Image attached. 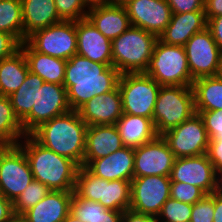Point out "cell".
Masks as SVG:
<instances>
[{
  "label": "cell",
  "instance_id": "1",
  "mask_svg": "<svg viewBox=\"0 0 222 222\" xmlns=\"http://www.w3.org/2000/svg\"><path fill=\"white\" fill-rule=\"evenodd\" d=\"M120 75L113 66L73 55L66 61L63 82L70 109L77 111L93 97L114 90Z\"/></svg>",
  "mask_w": 222,
  "mask_h": 222
},
{
  "label": "cell",
  "instance_id": "2",
  "mask_svg": "<svg viewBox=\"0 0 222 222\" xmlns=\"http://www.w3.org/2000/svg\"><path fill=\"white\" fill-rule=\"evenodd\" d=\"M87 124L70 110L42 123L30 135L44 147L83 166Z\"/></svg>",
  "mask_w": 222,
  "mask_h": 222
},
{
  "label": "cell",
  "instance_id": "3",
  "mask_svg": "<svg viewBox=\"0 0 222 222\" xmlns=\"http://www.w3.org/2000/svg\"><path fill=\"white\" fill-rule=\"evenodd\" d=\"M18 145L29 161L34 180L50 190L74 191L79 168L74 161L39 144L30 134L25 135Z\"/></svg>",
  "mask_w": 222,
  "mask_h": 222
},
{
  "label": "cell",
  "instance_id": "4",
  "mask_svg": "<svg viewBox=\"0 0 222 222\" xmlns=\"http://www.w3.org/2000/svg\"><path fill=\"white\" fill-rule=\"evenodd\" d=\"M158 37L139 27L130 26L111 41L113 67L120 74L145 73Z\"/></svg>",
  "mask_w": 222,
  "mask_h": 222
},
{
  "label": "cell",
  "instance_id": "5",
  "mask_svg": "<svg viewBox=\"0 0 222 222\" xmlns=\"http://www.w3.org/2000/svg\"><path fill=\"white\" fill-rule=\"evenodd\" d=\"M74 193L80 198L101 203L106 209L124 212L131 203V181L105 180L81 166L76 174Z\"/></svg>",
  "mask_w": 222,
  "mask_h": 222
},
{
  "label": "cell",
  "instance_id": "6",
  "mask_svg": "<svg viewBox=\"0 0 222 222\" xmlns=\"http://www.w3.org/2000/svg\"><path fill=\"white\" fill-rule=\"evenodd\" d=\"M192 86H161L154 107L153 124L158 135L179 126L195 114Z\"/></svg>",
  "mask_w": 222,
  "mask_h": 222
},
{
  "label": "cell",
  "instance_id": "7",
  "mask_svg": "<svg viewBox=\"0 0 222 222\" xmlns=\"http://www.w3.org/2000/svg\"><path fill=\"white\" fill-rule=\"evenodd\" d=\"M161 86H192L184 46L169 45L157 39L149 66L145 71Z\"/></svg>",
  "mask_w": 222,
  "mask_h": 222
},
{
  "label": "cell",
  "instance_id": "8",
  "mask_svg": "<svg viewBox=\"0 0 222 222\" xmlns=\"http://www.w3.org/2000/svg\"><path fill=\"white\" fill-rule=\"evenodd\" d=\"M118 87L124 114L143 116L153 120L154 107L161 85L146 73L120 75Z\"/></svg>",
  "mask_w": 222,
  "mask_h": 222
},
{
  "label": "cell",
  "instance_id": "9",
  "mask_svg": "<svg viewBox=\"0 0 222 222\" xmlns=\"http://www.w3.org/2000/svg\"><path fill=\"white\" fill-rule=\"evenodd\" d=\"M29 161L17 145H5L0 150V194L12 203L33 180Z\"/></svg>",
  "mask_w": 222,
  "mask_h": 222
},
{
  "label": "cell",
  "instance_id": "10",
  "mask_svg": "<svg viewBox=\"0 0 222 222\" xmlns=\"http://www.w3.org/2000/svg\"><path fill=\"white\" fill-rule=\"evenodd\" d=\"M26 42L37 52L69 60L77 53L76 21H61L31 34Z\"/></svg>",
  "mask_w": 222,
  "mask_h": 222
},
{
  "label": "cell",
  "instance_id": "11",
  "mask_svg": "<svg viewBox=\"0 0 222 222\" xmlns=\"http://www.w3.org/2000/svg\"><path fill=\"white\" fill-rule=\"evenodd\" d=\"M161 136L175 158L195 157L207 153L209 137L199 113L193 114L179 126L165 131Z\"/></svg>",
  "mask_w": 222,
  "mask_h": 222
},
{
  "label": "cell",
  "instance_id": "12",
  "mask_svg": "<svg viewBox=\"0 0 222 222\" xmlns=\"http://www.w3.org/2000/svg\"><path fill=\"white\" fill-rule=\"evenodd\" d=\"M70 110L64 85L44 82L31 112L21 121L24 133L30 134L42 123Z\"/></svg>",
  "mask_w": 222,
  "mask_h": 222
},
{
  "label": "cell",
  "instance_id": "13",
  "mask_svg": "<svg viewBox=\"0 0 222 222\" xmlns=\"http://www.w3.org/2000/svg\"><path fill=\"white\" fill-rule=\"evenodd\" d=\"M170 177L144 176L131 180L129 209L157 217L164 203L170 198Z\"/></svg>",
  "mask_w": 222,
  "mask_h": 222
},
{
  "label": "cell",
  "instance_id": "14",
  "mask_svg": "<svg viewBox=\"0 0 222 222\" xmlns=\"http://www.w3.org/2000/svg\"><path fill=\"white\" fill-rule=\"evenodd\" d=\"M184 49L193 80L216 76L221 51L207 27L191 36Z\"/></svg>",
  "mask_w": 222,
  "mask_h": 222
},
{
  "label": "cell",
  "instance_id": "15",
  "mask_svg": "<svg viewBox=\"0 0 222 222\" xmlns=\"http://www.w3.org/2000/svg\"><path fill=\"white\" fill-rule=\"evenodd\" d=\"M175 159L166 141L158 135L154 140L134 148V178L170 177Z\"/></svg>",
  "mask_w": 222,
  "mask_h": 222
},
{
  "label": "cell",
  "instance_id": "16",
  "mask_svg": "<svg viewBox=\"0 0 222 222\" xmlns=\"http://www.w3.org/2000/svg\"><path fill=\"white\" fill-rule=\"evenodd\" d=\"M170 180L197 186L207 195L218 190V175L207 154L176 158Z\"/></svg>",
  "mask_w": 222,
  "mask_h": 222
},
{
  "label": "cell",
  "instance_id": "17",
  "mask_svg": "<svg viewBox=\"0 0 222 222\" xmlns=\"http://www.w3.org/2000/svg\"><path fill=\"white\" fill-rule=\"evenodd\" d=\"M124 7L132 26L158 38L171 21L172 10L166 0H128Z\"/></svg>",
  "mask_w": 222,
  "mask_h": 222
},
{
  "label": "cell",
  "instance_id": "18",
  "mask_svg": "<svg viewBox=\"0 0 222 222\" xmlns=\"http://www.w3.org/2000/svg\"><path fill=\"white\" fill-rule=\"evenodd\" d=\"M77 111L87 126L116 124L123 115L119 87L117 86L110 92L93 97Z\"/></svg>",
  "mask_w": 222,
  "mask_h": 222
},
{
  "label": "cell",
  "instance_id": "19",
  "mask_svg": "<svg viewBox=\"0 0 222 222\" xmlns=\"http://www.w3.org/2000/svg\"><path fill=\"white\" fill-rule=\"evenodd\" d=\"M83 166L105 180L131 181L134 178V148L124 146L103 158L83 161Z\"/></svg>",
  "mask_w": 222,
  "mask_h": 222
},
{
  "label": "cell",
  "instance_id": "20",
  "mask_svg": "<svg viewBox=\"0 0 222 222\" xmlns=\"http://www.w3.org/2000/svg\"><path fill=\"white\" fill-rule=\"evenodd\" d=\"M77 55L113 66L111 40L86 17L76 21Z\"/></svg>",
  "mask_w": 222,
  "mask_h": 222
},
{
  "label": "cell",
  "instance_id": "21",
  "mask_svg": "<svg viewBox=\"0 0 222 222\" xmlns=\"http://www.w3.org/2000/svg\"><path fill=\"white\" fill-rule=\"evenodd\" d=\"M87 18L109 40L124 33L131 22L124 5L99 4L88 9Z\"/></svg>",
  "mask_w": 222,
  "mask_h": 222
},
{
  "label": "cell",
  "instance_id": "22",
  "mask_svg": "<svg viewBox=\"0 0 222 222\" xmlns=\"http://www.w3.org/2000/svg\"><path fill=\"white\" fill-rule=\"evenodd\" d=\"M73 192L51 190L22 215L29 222H62L70 213Z\"/></svg>",
  "mask_w": 222,
  "mask_h": 222
},
{
  "label": "cell",
  "instance_id": "23",
  "mask_svg": "<svg viewBox=\"0 0 222 222\" xmlns=\"http://www.w3.org/2000/svg\"><path fill=\"white\" fill-rule=\"evenodd\" d=\"M116 125H92L86 130L84 161L103 158L123 148Z\"/></svg>",
  "mask_w": 222,
  "mask_h": 222
},
{
  "label": "cell",
  "instance_id": "24",
  "mask_svg": "<svg viewBox=\"0 0 222 222\" xmlns=\"http://www.w3.org/2000/svg\"><path fill=\"white\" fill-rule=\"evenodd\" d=\"M207 27L204 11L172 14L171 21L159 39L169 45L184 46L195 33Z\"/></svg>",
  "mask_w": 222,
  "mask_h": 222
},
{
  "label": "cell",
  "instance_id": "25",
  "mask_svg": "<svg viewBox=\"0 0 222 222\" xmlns=\"http://www.w3.org/2000/svg\"><path fill=\"white\" fill-rule=\"evenodd\" d=\"M23 42L34 32L59 23L54 0H21Z\"/></svg>",
  "mask_w": 222,
  "mask_h": 222
},
{
  "label": "cell",
  "instance_id": "26",
  "mask_svg": "<svg viewBox=\"0 0 222 222\" xmlns=\"http://www.w3.org/2000/svg\"><path fill=\"white\" fill-rule=\"evenodd\" d=\"M28 64L29 71L39 75L44 82L63 85L66 60L35 51L26 41L20 44Z\"/></svg>",
  "mask_w": 222,
  "mask_h": 222
},
{
  "label": "cell",
  "instance_id": "27",
  "mask_svg": "<svg viewBox=\"0 0 222 222\" xmlns=\"http://www.w3.org/2000/svg\"><path fill=\"white\" fill-rule=\"evenodd\" d=\"M115 125L123 145L127 147L142 146L158 136L152 119L143 116L123 113Z\"/></svg>",
  "mask_w": 222,
  "mask_h": 222
},
{
  "label": "cell",
  "instance_id": "28",
  "mask_svg": "<svg viewBox=\"0 0 222 222\" xmlns=\"http://www.w3.org/2000/svg\"><path fill=\"white\" fill-rule=\"evenodd\" d=\"M29 72L26 57L21 49L0 61V95L9 97L25 81Z\"/></svg>",
  "mask_w": 222,
  "mask_h": 222
},
{
  "label": "cell",
  "instance_id": "29",
  "mask_svg": "<svg viewBox=\"0 0 222 222\" xmlns=\"http://www.w3.org/2000/svg\"><path fill=\"white\" fill-rule=\"evenodd\" d=\"M195 111L222 110V79L218 76L193 81Z\"/></svg>",
  "mask_w": 222,
  "mask_h": 222
},
{
  "label": "cell",
  "instance_id": "30",
  "mask_svg": "<svg viewBox=\"0 0 222 222\" xmlns=\"http://www.w3.org/2000/svg\"><path fill=\"white\" fill-rule=\"evenodd\" d=\"M70 214L82 222H122L123 212L106 209L101 203L78 197L74 192Z\"/></svg>",
  "mask_w": 222,
  "mask_h": 222
},
{
  "label": "cell",
  "instance_id": "31",
  "mask_svg": "<svg viewBox=\"0 0 222 222\" xmlns=\"http://www.w3.org/2000/svg\"><path fill=\"white\" fill-rule=\"evenodd\" d=\"M44 80L36 74L28 72L22 85L9 96L14 113L22 121L36 103L37 91L41 89Z\"/></svg>",
  "mask_w": 222,
  "mask_h": 222
},
{
  "label": "cell",
  "instance_id": "32",
  "mask_svg": "<svg viewBox=\"0 0 222 222\" xmlns=\"http://www.w3.org/2000/svg\"><path fill=\"white\" fill-rule=\"evenodd\" d=\"M26 134L9 97L0 95V142L17 145Z\"/></svg>",
  "mask_w": 222,
  "mask_h": 222
},
{
  "label": "cell",
  "instance_id": "33",
  "mask_svg": "<svg viewBox=\"0 0 222 222\" xmlns=\"http://www.w3.org/2000/svg\"><path fill=\"white\" fill-rule=\"evenodd\" d=\"M0 32L10 33L23 43L21 0H0Z\"/></svg>",
  "mask_w": 222,
  "mask_h": 222
},
{
  "label": "cell",
  "instance_id": "34",
  "mask_svg": "<svg viewBox=\"0 0 222 222\" xmlns=\"http://www.w3.org/2000/svg\"><path fill=\"white\" fill-rule=\"evenodd\" d=\"M51 190L40 181L32 180L25 190L16 198L13 204L15 215H22L31 207L35 206Z\"/></svg>",
  "mask_w": 222,
  "mask_h": 222
},
{
  "label": "cell",
  "instance_id": "35",
  "mask_svg": "<svg viewBox=\"0 0 222 222\" xmlns=\"http://www.w3.org/2000/svg\"><path fill=\"white\" fill-rule=\"evenodd\" d=\"M191 213L192 204L169 198L162 206L156 220L157 222H187L190 221Z\"/></svg>",
  "mask_w": 222,
  "mask_h": 222
},
{
  "label": "cell",
  "instance_id": "36",
  "mask_svg": "<svg viewBox=\"0 0 222 222\" xmlns=\"http://www.w3.org/2000/svg\"><path fill=\"white\" fill-rule=\"evenodd\" d=\"M56 11L63 21H78L86 18L90 8L84 0H54Z\"/></svg>",
  "mask_w": 222,
  "mask_h": 222
},
{
  "label": "cell",
  "instance_id": "37",
  "mask_svg": "<svg viewBox=\"0 0 222 222\" xmlns=\"http://www.w3.org/2000/svg\"><path fill=\"white\" fill-rule=\"evenodd\" d=\"M206 195L207 194L197 186L185 182L171 181L170 198L174 200L193 205Z\"/></svg>",
  "mask_w": 222,
  "mask_h": 222
},
{
  "label": "cell",
  "instance_id": "38",
  "mask_svg": "<svg viewBox=\"0 0 222 222\" xmlns=\"http://www.w3.org/2000/svg\"><path fill=\"white\" fill-rule=\"evenodd\" d=\"M195 112L203 119L209 140H222V110Z\"/></svg>",
  "mask_w": 222,
  "mask_h": 222
},
{
  "label": "cell",
  "instance_id": "39",
  "mask_svg": "<svg viewBox=\"0 0 222 222\" xmlns=\"http://www.w3.org/2000/svg\"><path fill=\"white\" fill-rule=\"evenodd\" d=\"M214 192L192 205L191 222H213Z\"/></svg>",
  "mask_w": 222,
  "mask_h": 222
},
{
  "label": "cell",
  "instance_id": "40",
  "mask_svg": "<svg viewBox=\"0 0 222 222\" xmlns=\"http://www.w3.org/2000/svg\"><path fill=\"white\" fill-rule=\"evenodd\" d=\"M172 14L204 11V0H166Z\"/></svg>",
  "mask_w": 222,
  "mask_h": 222
},
{
  "label": "cell",
  "instance_id": "41",
  "mask_svg": "<svg viewBox=\"0 0 222 222\" xmlns=\"http://www.w3.org/2000/svg\"><path fill=\"white\" fill-rule=\"evenodd\" d=\"M20 42L10 33L0 32V61L20 49Z\"/></svg>",
  "mask_w": 222,
  "mask_h": 222
},
{
  "label": "cell",
  "instance_id": "42",
  "mask_svg": "<svg viewBox=\"0 0 222 222\" xmlns=\"http://www.w3.org/2000/svg\"><path fill=\"white\" fill-rule=\"evenodd\" d=\"M206 154L219 175L222 172V140H209Z\"/></svg>",
  "mask_w": 222,
  "mask_h": 222
},
{
  "label": "cell",
  "instance_id": "43",
  "mask_svg": "<svg viewBox=\"0 0 222 222\" xmlns=\"http://www.w3.org/2000/svg\"><path fill=\"white\" fill-rule=\"evenodd\" d=\"M207 28L211 31L212 37L222 51V15L208 19Z\"/></svg>",
  "mask_w": 222,
  "mask_h": 222
},
{
  "label": "cell",
  "instance_id": "44",
  "mask_svg": "<svg viewBox=\"0 0 222 222\" xmlns=\"http://www.w3.org/2000/svg\"><path fill=\"white\" fill-rule=\"evenodd\" d=\"M122 222H157V220L155 216L128 209L123 212Z\"/></svg>",
  "mask_w": 222,
  "mask_h": 222
},
{
  "label": "cell",
  "instance_id": "45",
  "mask_svg": "<svg viewBox=\"0 0 222 222\" xmlns=\"http://www.w3.org/2000/svg\"><path fill=\"white\" fill-rule=\"evenodd\" d=\"M206 20L222 15V0H204Z\"/></svg>",
  "mask_w": 222,
  "mask_h": 222
},
{
  "label": "cell",
  "instance_id": "46",
  "mask_svg": "<svg viewBox=\"0 0 222 222\" xmlns=\"http://www.w3.org/2000/svg\"><path fill=\"white\" fill-rule=\"evenodd\" d=\"M13 215L12 202L0 194V222H9Z\"/></svg>",
  "mask_w": 222,
  "mask_h": 222
},
{
  "label": "cell",
  "instance_id": "47",
  "mask_svg": "<svg viewBox=\"0 0 222 222\" xmlns=\"http://www.w3.org/2000/svg\"><path fill=\"white\" fill-rule=\"evenodd\" d=\"M213 222H222V193L214 192V215Z\"/></svg>",
  "mask_w": 222,
  "mask_h": 222
},
{
  "label": "cell",
  "instance_id": "48",
  "mask_svg": "<svg viewBox=\"0 0 222 222\" xmlns=\"http://www.w3.org/2000/svg\"><path fill=\"white\" fill-rule=\"evenodd\" d=\"M9 222H29L23 215H13Z\"/></svg>",
  "mask_w": 222,
  "mask_h": 222
},
{
  "label": "cell",
  "instance_id": "49",
  "mask_svg": "<svg viewBox=\"0 0 222 222\" xmlns=\"http://www.w3.org/2000/svg\"><path fill=\"white\" fill-rule=\"evenodd\" d=\"M128 0H104V4L124 5Z\"/></svg>",
  "mask_w": 222,
  "mask_h": 222
},
{
  "label": "cell",
  "instance_id": "50",
  "mask_svg": "<svg viewBox=\"0 0 222 222\" xmlns=\"http://www.w3.org/2000/svg\"><path fill=\"white\" fill-rule=\"evenodd\" d=\"M84 2L89 6H95V5H99V4H103L104 0H84Z\"/></svg>",
  "mask_w": 222,
  "mask_h": 222
},
{
  "label": "cell",
  "instance_id": "51",
  "mask_svg": "<svg viewBox=\"0 0 222 222\" xmlns=\"http://www.w3.org/2000/svg\"><path fill=\"white\" fill-rule=\"evenodd\" d=\"M216 76L222 79V51L220 52L219 65H218V71H217Z\"/></svg>",
  "mask_w": 222,
  "mask_h": 222
},
{
  "label": "cell",
  "instance_id": "52",
  "mask_svg": "<svg viewBox=\"0 0 222 222\" xmlns=\"http://www.w3.org/2000/svg\"><path fill=\"white\" fill-rule=\"evenodd\" d=\"M62 222H82L81 220L74 217L72 214H68Z\"/></svg>",
  "mask_w": 222,
  "mask_h": 222
},
{
  "label": "cell",
  "instance_id": "53",
  "mask_svg": "<svg viewBox=\"0 0 222 222\" xmlns=\"http://www.w3.org/2000/svg\"><path fill=\"white\" fill-rule=\"evenodd\" d=\"M218 191L222 193V172L218 175Z\"/></svg>",
  "mask_w": 222,
  "mask_h": 222
},
{
  "label": "cell",
  "instance_id": "54",
  "mask_svg": "<svg viewBox=\"0 0 222 222\" xmlns=\"http://www.w3.org/2000/svg\"><path fill=\"white\" fill-rule=\"evenodd\" d=\"M5 146L4 143L0 142V150Z\"/></svg>",
  "mask_w": 222,
  "mask_h": 222
}]
</instances>
